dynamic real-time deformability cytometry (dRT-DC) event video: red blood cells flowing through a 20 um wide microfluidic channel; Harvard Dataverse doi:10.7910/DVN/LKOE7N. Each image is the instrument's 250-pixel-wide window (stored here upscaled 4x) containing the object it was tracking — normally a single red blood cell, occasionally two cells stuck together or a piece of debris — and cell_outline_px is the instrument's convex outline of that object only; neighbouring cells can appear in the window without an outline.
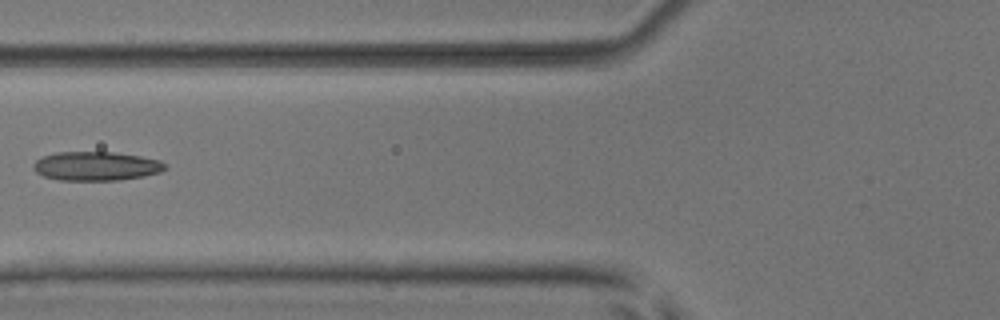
{"species": "common noctule bat (a hibernating species)", "species_latin": "Nyctalus noctula", "temperature_condition": "room temperature", "stored_images_in_passage": 6, "camera_frame_rate_fps": 3000, "um_per_image_px": 0.085, "animal": {"sex": "male", "body_mass_g": 17.9, "forearm_length_mm": 54.2}, "frame": {"image": 1, "passage_image": 5, "time_ms": 5.667, "image_size_px": [1000, 320], "cell_outline_px": [[168, 168], [160, 172], [144, 176], [120, 180], [60, 180], [44, 176], [36, 172], [32, 168], [32, 164], [36, 160], [44, 156], [56, 152], [112, 152], [140, 156], [160, 160]], "centroid_in_image_um": [8.17, 14.12], "position_along_channel_um": 117.6, "area_um2": 22.25}}
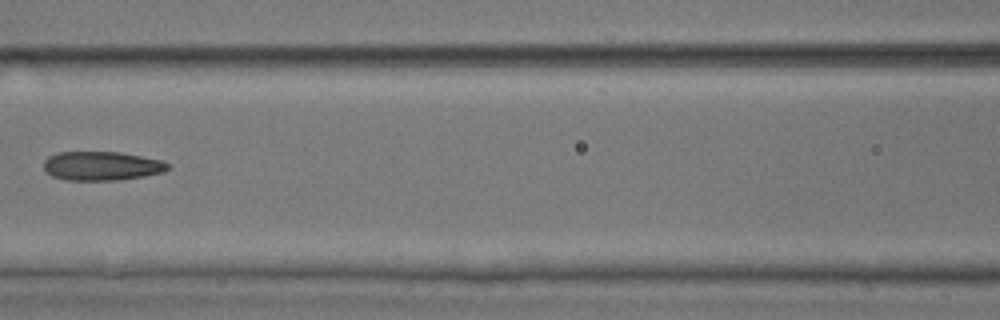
{"frame": {"image": 2, "passage_image": 6, "time_ms": 6.667, "image_size_px": [1000, 320], "cell_outline_px": [[168, 168], [164, 172], [144, 176], [116, 180], [64, 180], [52, 176], [44, 172], [44, 160], [48, 156], [60, 152], [120, 152], [160, 160], [168, 164]], "centroid_in_image_um": [8.59, 14.11], "position_along_channel_um": 158.0, "area_um2": 20.92}}